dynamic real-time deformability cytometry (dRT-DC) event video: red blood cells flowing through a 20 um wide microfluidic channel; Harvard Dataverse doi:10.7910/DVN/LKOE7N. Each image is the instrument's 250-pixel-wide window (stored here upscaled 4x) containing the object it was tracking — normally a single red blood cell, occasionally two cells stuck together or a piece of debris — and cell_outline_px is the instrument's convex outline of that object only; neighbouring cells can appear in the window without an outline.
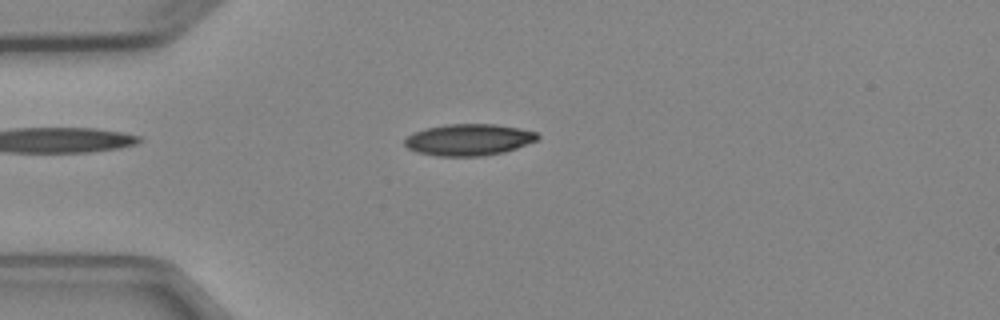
{"species": "Egyptian fruit bat (a non-hibernating species)", "species_latin": "Rousettus aegyptiacus", "temperature_condition": "cold", "stored_images_in_passage": 2, "camera_frame_rate_fps": 3000, "um_per_image_px": 0.085, "animal": {"sex": "female"}, "frame": {"image": 1, "passage_image": 2, "time_ms": 2.0, "image_size_px": [1000, 320], "cell_outline_px": [[540, 136], [536, 140], [516, 148], [504, 152], [480, 156], [440, 156], [416, 152], [408, 148], [404, 144], [404, 140], [412, 132], [424, 128], [444, 124], [496, 124], [520, 128], [536, 132]], "centroid_in_image_um": [39.81, 11.86], "position_along_channel_um": 45.2, "area_um2": 24.51}}